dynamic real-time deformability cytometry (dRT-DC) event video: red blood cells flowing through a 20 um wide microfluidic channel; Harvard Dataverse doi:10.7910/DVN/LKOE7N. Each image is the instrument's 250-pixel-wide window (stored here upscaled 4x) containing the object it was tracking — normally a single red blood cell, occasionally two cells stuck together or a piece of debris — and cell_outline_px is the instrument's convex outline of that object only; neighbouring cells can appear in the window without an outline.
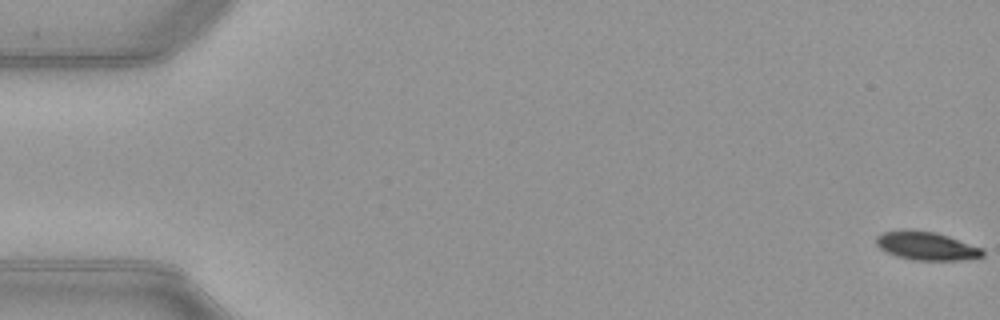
{"species": "common noctule bat (a hibernating species)", "species_latin": "Nyctalus noctula", "temperature_condition": "warm", "stored_images_in_passage": 53, "camera_frame_rate_fps": 3000, "um_per_image_px": 0.085, "animal": {"sex": "female", "body_mass_g": 21.9}, "frame": {"image": 1, "passage_image": 1, "time_ms": 0.0, "image_size_px": [1000, 320], "cell_outline_px": [[984, 256], [964, 260], [912, 260], [896, 256], [880, 248], [876, 244], [876, 236], [884, 232], [932, 232], [948, 236], [980, 248], [984, 252]], "centroid_in_image_um": [78.77, 20.95], "position_along_channel_um": 6.2, "area_um2": 16.82}}
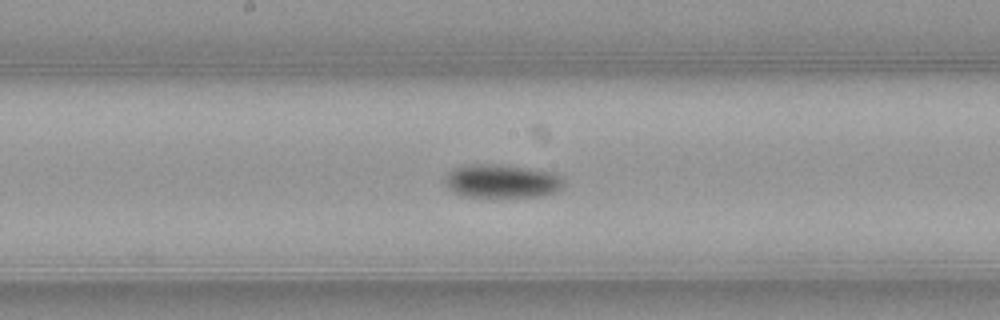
{"frame": {"image": 2, "passage_image": 28, "time_ms": 9.0, "image_size_px": [1000, 320], "cell_outline_px": [[564, 184], [556, 192], [544, 196], [460, 196], [452, 192], [448, 188], [444, 180], [448, 172], [452, 168], [472, 164], [500, 164], [528, 168], [548, 172], [560, 176]], "centroid_in_image_um": [42.61, 15.39], "position_along_channel_um": 205.6, "area_um2": 23.06}}
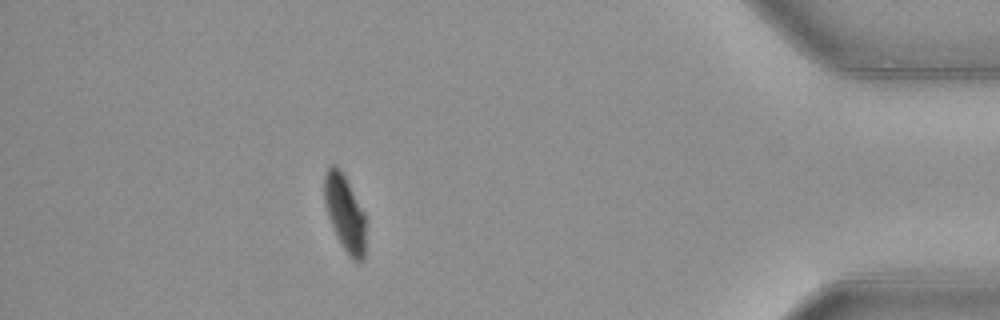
{"frame": {"image": 3, "passage_image": 47, "time_ms": 15.333, "image_size_px": [1000, 320], "cell_outline_px": [[364, 260], [352, 260], [348, 256], [328, 216], [324, 200], [324, 176], [328, 168], [332, 164], [344, 176], [364, 212]], "centroid_in_image_um": [29.3, 18.12], "position_along_channel_um": 405.9, "area_um2": 17.57}, "authors_computed_cell_mechanics": {"area_um2": 19.7098, "velocity_mm_per_s": 3.9787, "shape_relaxation_time_tau1_ms": 2.5284, "shape_relaxation_time_tau2_ms": null, "deformation_change_tau1": 0.1494, "deformation_change_tau2": null}}